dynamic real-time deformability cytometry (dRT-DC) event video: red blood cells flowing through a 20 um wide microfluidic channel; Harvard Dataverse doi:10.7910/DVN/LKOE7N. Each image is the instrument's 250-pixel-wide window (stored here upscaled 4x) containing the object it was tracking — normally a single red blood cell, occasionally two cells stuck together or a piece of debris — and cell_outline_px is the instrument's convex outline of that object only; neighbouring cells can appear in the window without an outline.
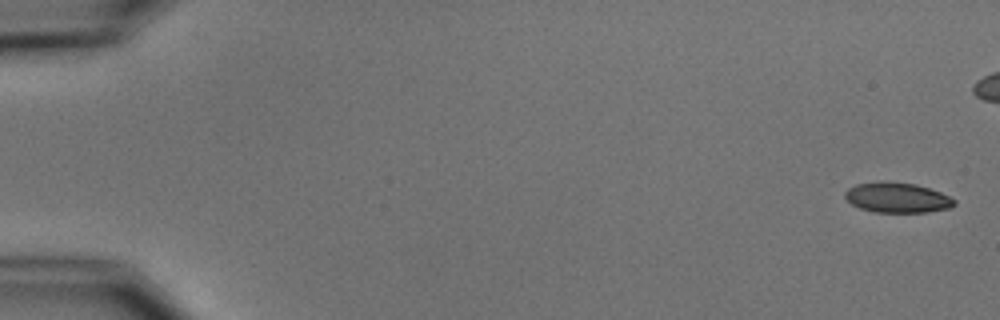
{"species": "common noctule bat (a hibernating species)", "species_latin": "Nyctalus noctula", "temperature_condition": "cold", "stored_images_in_passage": 6, "camera_frame_rate_fps": 3000, "um_per_image_px": 0.085, "animal": {"sex": "male", "body_mass_g": 15.6}, "frame": {"image": 1, "passage_image": 1, "time_ms": 0.0, "image_size_px": [1000, 320], "cell_outline_px": [[956, 204], [948, 208], [928, 212], [876, 212], [860, 208], [852, 204], [844, 196], [844, 192], [848, 188], [856, 184], [880, 180], [888, 180], [916, 184], [940, 192], [956, 200]], "centroid_in_image_um": [76.24, 16.77], "position_along_channel_um": 8.8, "area_um2": 19.36}}